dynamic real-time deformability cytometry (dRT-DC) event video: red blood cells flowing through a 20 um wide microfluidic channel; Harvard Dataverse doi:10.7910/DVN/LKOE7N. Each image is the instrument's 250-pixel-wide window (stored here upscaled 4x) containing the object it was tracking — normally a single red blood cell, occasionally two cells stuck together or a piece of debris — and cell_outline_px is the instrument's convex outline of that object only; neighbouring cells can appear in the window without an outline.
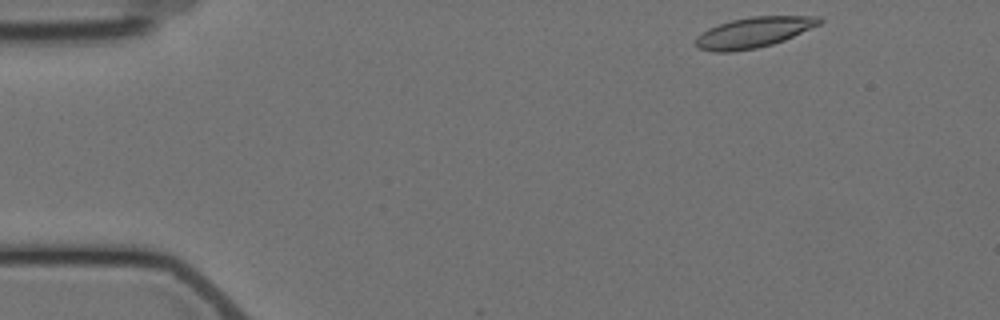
{"species": "Egyptian fruit bat (a non-hibernating species)", "species_latin": "Rousettus aegyptiacus", "temperature_condition": "cold", "stored_images_in_passage": 2, "camera_frame_rate_fps": 3000, "um_per_image_px": 0.085, "animal": {"sex": "female"}, "frame": {"image": 1, "passage_image": 1, "time_ms": 0.0, "image_size_px": [1000, 320], "cell_outline_px": [[824, 20], [820, 24], [784, 40], [772, 44], [756, 48], [732, 52], [712, 52], [700, 48], [696, 44], [696, 36], [708, 28], [732, 20], [752, 16], [820, 16]], "centroid_in_image_um": [64.07, 2.75], "position_along_channel_um": 20.9, "area_um2": 21.85}}